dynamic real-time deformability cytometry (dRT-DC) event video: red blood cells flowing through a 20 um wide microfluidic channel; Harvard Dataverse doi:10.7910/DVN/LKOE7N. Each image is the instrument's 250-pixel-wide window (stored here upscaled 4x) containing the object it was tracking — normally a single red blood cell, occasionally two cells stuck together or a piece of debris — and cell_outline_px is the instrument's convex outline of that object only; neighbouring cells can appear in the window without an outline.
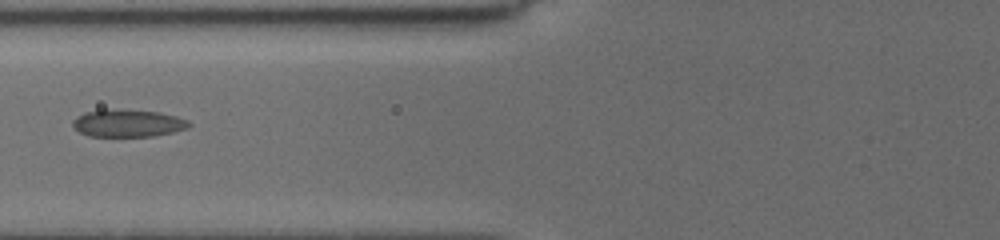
{"species": "common noctule bat (a hibernating species)", "species_latin": "Nyctalus noctula", "temperature_condition": "cold", "stored_images_in_passage": 6, "camera_frame_rate_fps": 3000, "um_per_image_px": 0.085, "animal": {"sex": "female", "body_mass_g": 19.5, "forearm_length_mm": 54.1}, "frame": {"image": 1, "passage_image": 3, "time_ms": 1.667, "image_size_px": [1000, 240], "cell_outline_px": [[192, 124], [188, 128], [172, 132], [152, 136], [88, 136], [80, 132], [72, 124], [72, 120], [76, 116], [84, 112], [104, 108], [160, 112], [176, 116], [188, 120]], "centroid_in_image_um": [10.85, 10.45], "position_along_channel_um": 115.0, "area_um2": 18.73}}
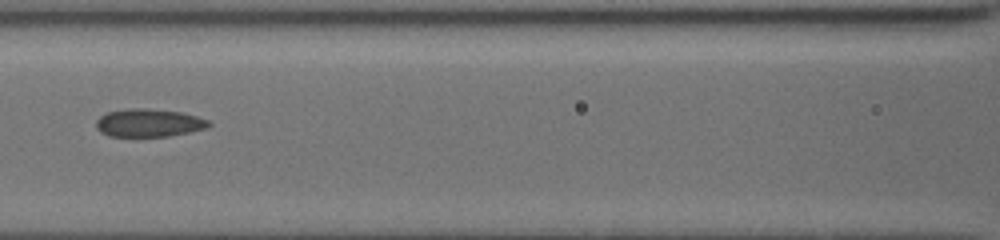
{"frame": {"image": 2, "passage_image": 4, "time_ms": 2.667, "image_size_px": [1000, 240], "cell_outline_px": [[212, 124], [208, 128], [168, 136], [108, 136], [100, 132], [96, 128], [96, 120], [100, 116], [108, 112], [132, 108], [148, 108], [180, 112], [196, 116], [208, 120]], "centroid_in_image_um": [12.64, 10.44], "position_along_channel_um": 154.0, "area_um2": 18.32}}
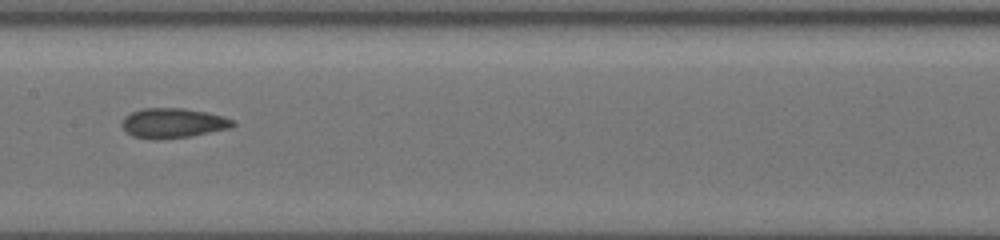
{"frame": {"image": 3, "passage_image": 5, "time_ms": 3.667, "image_size_px": [1000, 240], "cell_outline_px": [[236, 124], [232, 128], [192, 136], [132, 136], [120, 124], [124, 116], [132, 112], [144, 108], [184, 108], [208, 112], [232, 120]], "centroid_in_image_um": [14.75, 10.41], "position_along_channel_um": 192.6, "area_um2": 18.5}}